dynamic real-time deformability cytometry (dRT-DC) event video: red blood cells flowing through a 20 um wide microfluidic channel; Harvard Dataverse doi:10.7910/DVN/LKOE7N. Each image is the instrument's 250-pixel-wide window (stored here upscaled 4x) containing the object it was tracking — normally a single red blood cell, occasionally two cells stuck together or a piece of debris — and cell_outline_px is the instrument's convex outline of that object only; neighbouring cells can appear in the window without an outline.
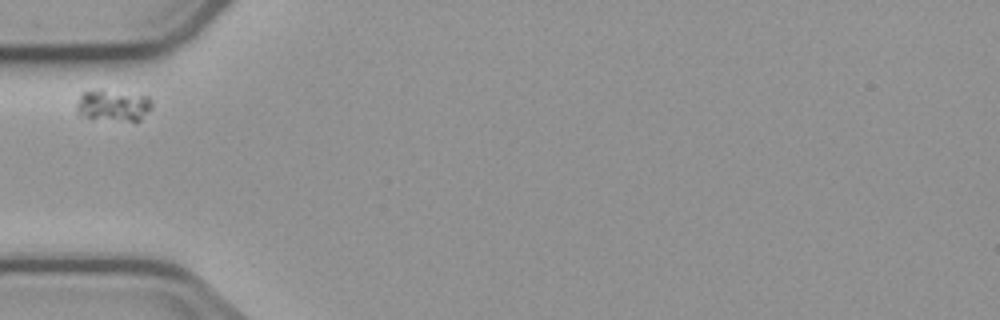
{"species": "common noctule bat (a hibernating species)", "species_latin": "Nyctalus noctula", "temperature_condition": "cold", "stored_images_in_passage": 6, "camera_frame_rate_fps": 3000, "um_per_image_px": 0.085, "animal": {"sex": "male", "body_mass_g": 23.1, "forearm_length_mm": 52.7}, "frame": {"image": 1, "passage_image": 1, "time_ms": 0.0, "image_size_px": [1000, 320], "cell_outline_px": [[152, 108], [140, 120], [128, 120], [76, 116], [76, 104], [80, 96], [84, 92], [96, 88], [100, 88], [148, 96], [152, 100]], "centroid_in_image_um": [9.6, 8.92], "position_along_channel_um": 75.4, "area_um2": 13.93}}
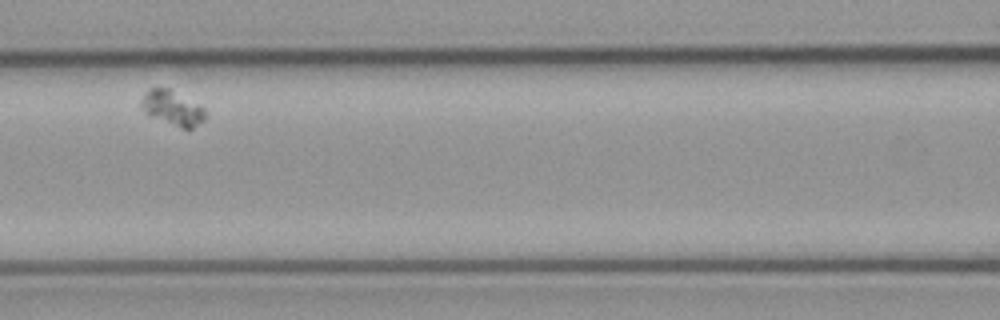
{"frame": {"image": 2, "passage_image": 3, "time_ms": 2.333, "image_size_px": [1000, 320], "cell_outline_px": [[204, 120], [192, 128], [184, 128], [148, 116], [140, 108], [140, 100], [144, 92], [148, 88], [168, 88], [204, 108]], "centroid_in_image_um": [14.57, 9.16], "position_along_channel_um": 152.0, "area_um2": 12.77}}
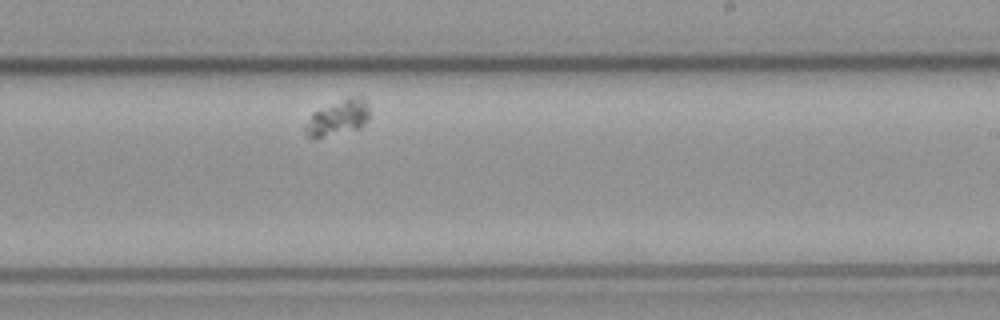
{"frame": {"image": 3, "passage_image": 6, "time_ms": 5.667, "image_size_px": [1000, 320], "cell_outline_px": [[368, 120], [360, 128], [316, 140], [312, 140], [304, 132], [304, 128], [312, 112], [348, 96], [360, 96], [368, 104]], "centroid_in_image_um": [28.69, 10.04], "position_along_channel_um": 260.3, "area_um2": 13.58}}